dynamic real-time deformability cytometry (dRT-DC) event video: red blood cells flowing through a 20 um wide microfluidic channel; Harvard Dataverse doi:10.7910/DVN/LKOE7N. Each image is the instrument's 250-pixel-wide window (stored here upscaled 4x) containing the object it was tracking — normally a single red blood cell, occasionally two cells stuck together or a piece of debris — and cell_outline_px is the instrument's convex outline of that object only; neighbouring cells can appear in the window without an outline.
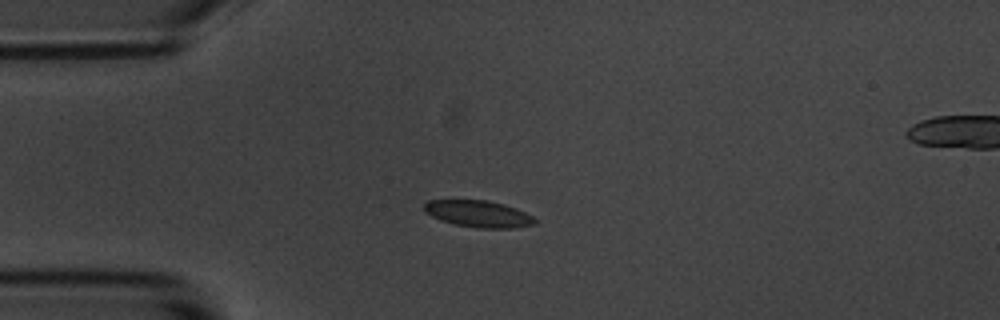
{"species": "common noctule bat (a hibernating species)", "species_latin": "Nyctalus noctula", "temperature_condition": "room temperature", "stored_images_in_passage": 8, "camera_frame_rate_fps": 3000, "um_per_image_px": 0.085, "animal": {"sex": "male", "body_mass_g": 20.1, "forearm_length_mm": 53.5}, "frame": {"image": 1, "passage_image": 1, "time_ms": 0.0, "image_size_px": [1000, 320], "cell_outline_px": [[536, 224], [516, 228], [476, 228], [456, 224], [440, 220], [424, 212], [424, 204], [428, 200], [488, 200], [504, 204], [516, 208], [532, 216], [536, 220]], "centroid_in_image_um": [40.67, 18.18], "position_along_channel_um": 44.3, "area_um2": 17.28}}
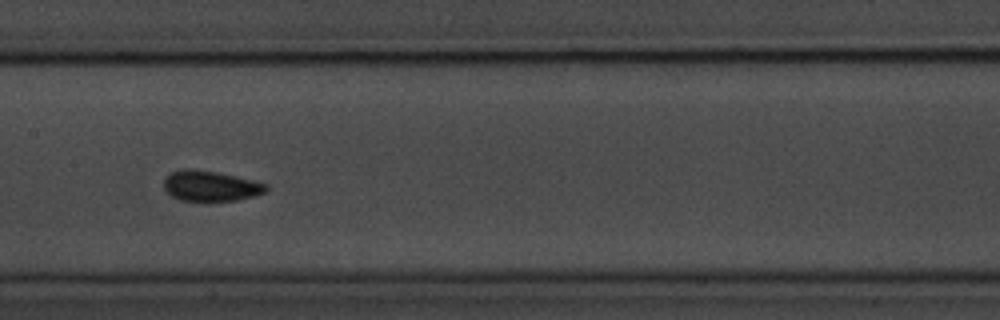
{"frame": {"image": 2, "passage_image": 5, "time_ms": 4.667, "image_size_px": [1000, 320], "cell_outline_px": [[268, 188], [264, 192], [256, 196], [236, 200], [180, 200], [172, 196], [164, 188], [164, 180], [172, 172], [216, 172], [236, 176], [268, 184]], "centroid_in_image_um": [17.98, 15.85], "position_along_channel_um": 189.4, "area_um2": 17.17}}
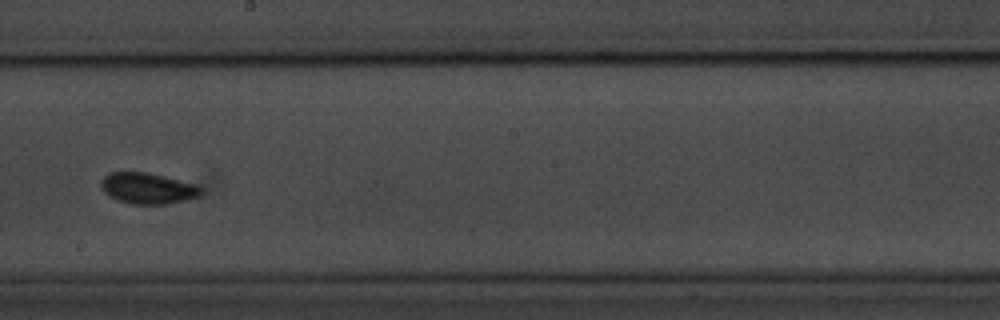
{"frame": {"image": 3, "passage_image": 6, "time_ms": 6.0, "image_size_px": [1000, 320], "cell_outline_px": [[204, 192], [200, 196], [168, 204], [128, 204], [116, 200], [108, 196], [104, 192], [100, 184], [100, 180], [108, 172], [144, 172], [196, 184], [204, 188]], "centroid_in_image_um": [12.54, 16.02], "position_along_channel_um": 235.7, "area_um2": 18.26}}